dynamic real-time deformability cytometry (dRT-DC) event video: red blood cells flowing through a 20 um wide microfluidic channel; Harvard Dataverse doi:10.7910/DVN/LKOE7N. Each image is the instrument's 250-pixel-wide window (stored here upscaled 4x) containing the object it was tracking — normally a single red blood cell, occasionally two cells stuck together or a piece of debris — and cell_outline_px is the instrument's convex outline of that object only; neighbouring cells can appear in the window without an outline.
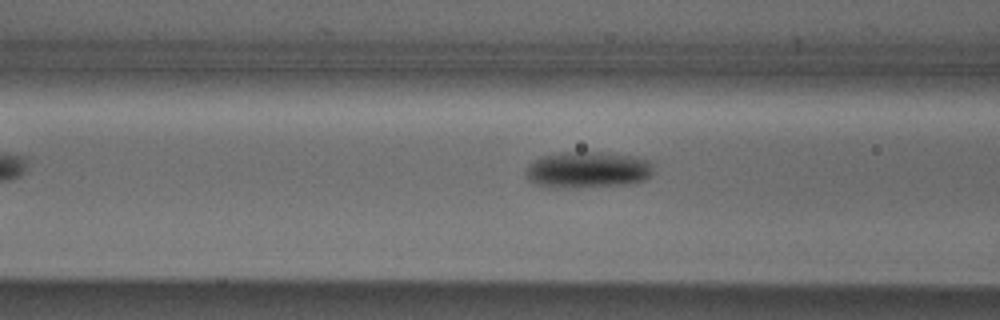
{"species": "Egyptian fruit bat (a non-hibernating species)", "species_latin": "Rousettus aegyptiacus", "temperature_condition": "cold", "stored_images_in_passage": 22, "camera_frame_rate_fps": 3000, "um_per_image_px": 0.085, "animal": {"sex": "male"}, "frame": {"image": 1, "passage_image": 5, "time_ms": 1.333, "image_size_px": [1000, 320], "cell_outline_px": [[652, 172], [644, 180], [624, 184], [576, 188], [556, 188], [536, 184], [528, 180], [524, 176], [524, 168], [532, 160], [540, 156], [560, 152], [608, 152], [632, 156], [648, 160], [652, 164]], "centroid_in_image_um": [49.85, 14.42], "position_along_channel_um": 116.7, "area_um2": 27.46}}
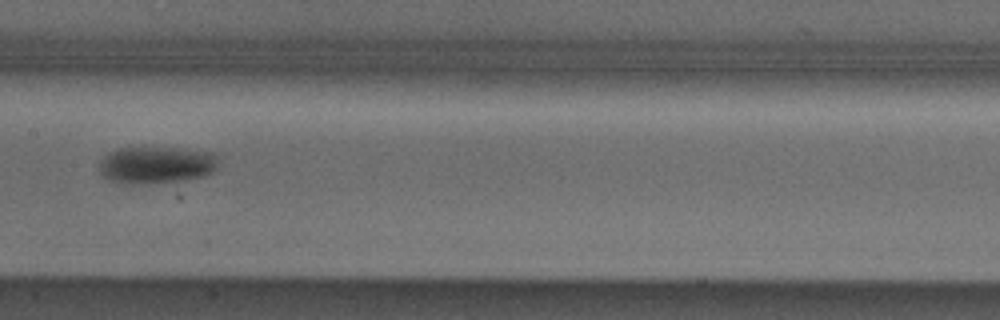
{"frame": {"image": 2, "passage_image": 11, "time_ms": 3.333, "image_size_px": [1000, 320], "cell_outline_px": [[216, 168], [212, 172], [204, 176], [180, 180], [148, 184], [124, 184], [108, 180], [100, 172], [100, 164], [104, 156], [120, 148], [176, 148], [216, 152]], "centroid_in_image_um": [13.29, 14.03], "position_along_channel_um": 194.1, "area_um2": 25.61}}
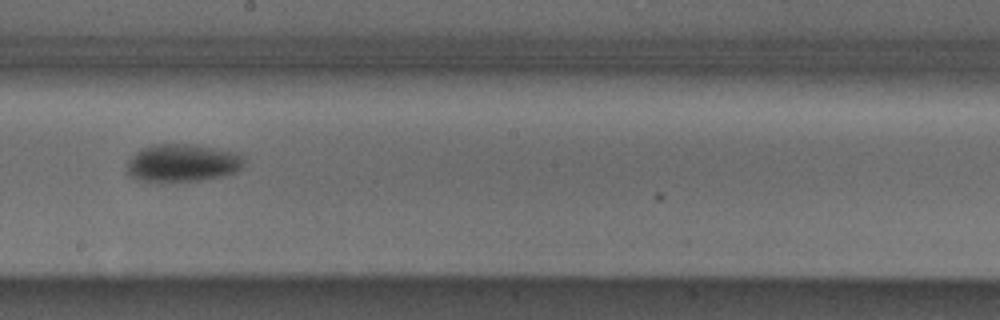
{"frame": {"image": 3, "passage_image": 14, "time_ms": 4.333, "image_size_px": [1000, 320], "cell_outline_px": [[248, 160], [244, 168], [236, 172], [220, 176], [200, 180], [136, 180], [128, 176], [128, 160], [136, 152], [152, 144], [192, 144], [240, 152]], "centroid_in_image_um": [15.6, 13.82], "position_along_channel_um": 232.6, "area_um2": 25.84}}